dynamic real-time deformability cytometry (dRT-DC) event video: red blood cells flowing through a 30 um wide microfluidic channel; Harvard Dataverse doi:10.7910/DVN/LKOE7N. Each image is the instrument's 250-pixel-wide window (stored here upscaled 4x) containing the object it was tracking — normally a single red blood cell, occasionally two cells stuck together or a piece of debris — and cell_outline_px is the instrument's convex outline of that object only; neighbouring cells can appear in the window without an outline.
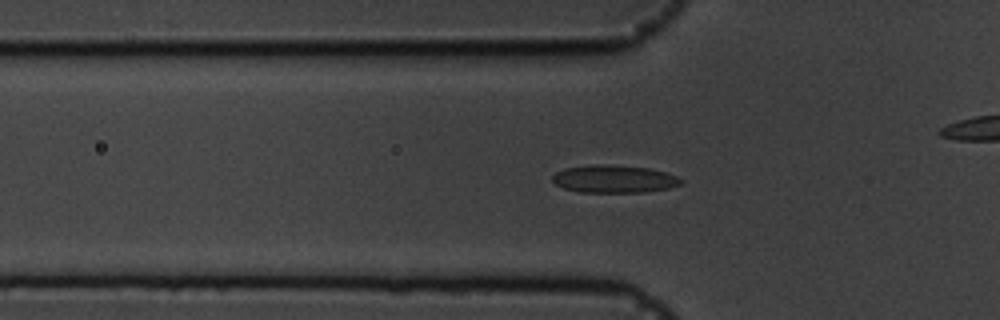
{"species": "common noctule bat (a hibernating species)", "species_latin": "Nyctalus noctula", "temperature_condition": "cold", "stored_images_in_passage": 43, "camera_frame_rate_fps": 3000, "um_per_image_px": 0.085, "animal": {"sex": "male", "body_mass_g": 19.5, "forearm_length_mm": 54.6}, "frame": {"image": 1, "passage_image": 5, "time_ms": 1.333, "image_size_px": [1000, 320], "cell_outline_px": [[684, 180], [680, 184], [668, 188], [644, 192], [580, 192], [564, 188], [556, 184], [552, 180], [552, 176], [556, 172], [564, 168], [596, 164], [608, 164], [648, 168], [664, 172], [676, 176]], "centroid_in_image_um": [52.18, 15.21], "position_along_channel_um": 73.6, "area_um2": 20.63}}
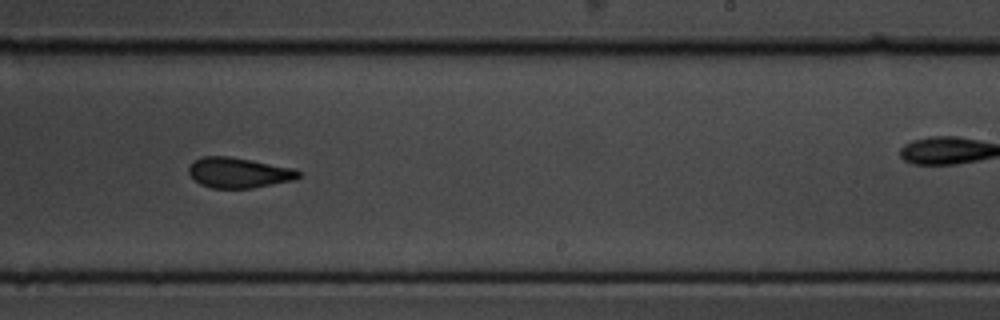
{"frame": {"image": 2, "passage_image": 21, "time_ms": 6.667, "image_size_px": [1000, 320], "cell_outline_px": [[300, 176], [296, 180], [252, 188], [212, 188], [200, 184], [188, 172], [188, 168], [200, 156], [228, 156], [252, 160], [296, 168], [300, 172]], "centroid_in_image_um": [20.34, 14.68], "position_along_channel_um": 268.7, "area_um2": 19.48}}
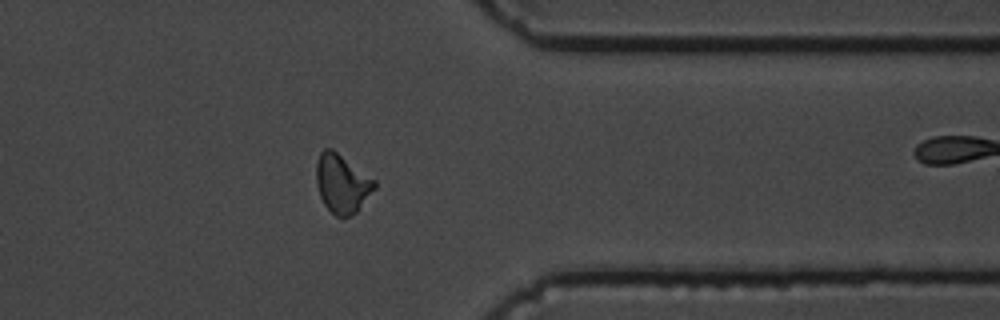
{"frame": {"image": 3, "passage_image": 31, "time_ms": 10.0, "image_size_px": [1000, 320], "cell_outline_px": [[376, 188], [356, 212], [352, 216], [336, 216], [324, 204], [320, 196], [316, 184], [316, 164], [320, 152], [324, 148], [332, 148], [376, 180]], "centroid_in_image_um": [29.07, 15.59], "position_along_channel_um": 382.3, "area_um2": 19.94}, "authors_computed_cell_mechanics": {"area_um2": 19.5942, "velocity_mm_per_s": 3.648, "shape_relaxation_time_tau1_ms": 4.6109, "shape_relaxation_time_tau2_ms": 2.8015, "deformation_change_tau1": 0.1046, "deformation_change_tau2": 0.0941}}